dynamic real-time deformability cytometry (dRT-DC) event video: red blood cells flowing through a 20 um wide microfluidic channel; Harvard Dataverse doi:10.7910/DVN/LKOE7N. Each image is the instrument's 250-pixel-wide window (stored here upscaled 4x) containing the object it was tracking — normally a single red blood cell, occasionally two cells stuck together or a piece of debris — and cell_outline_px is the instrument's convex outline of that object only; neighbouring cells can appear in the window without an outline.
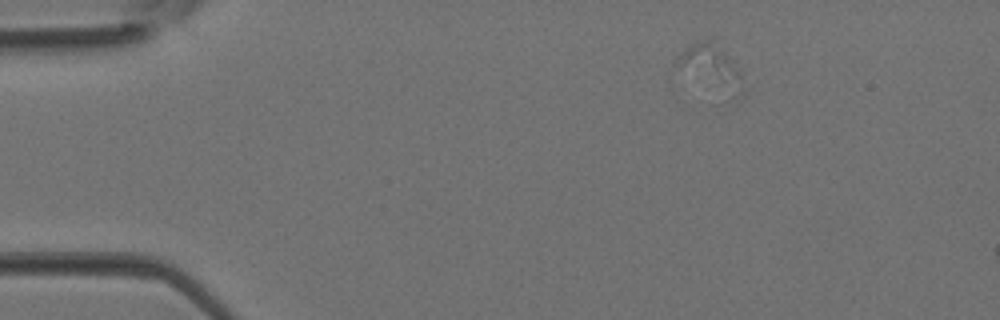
{"species": "Egyptian fruit bat (a non-hibernating species)", "species_latin": "Rousettus aegyptiacus", "temperature_condition": "room temperature", "stored_images_in_passage": 4, "segment_of_instrument_passage": [2, 2], "camera_frame_rate_fps": 3000, "um_per_image_px": 0.085, "animal": {"sex": "female"}, "frame": {"image": 1, "passage_image": 2, "time_ms": 0.333, "image_size_px": [1000, 320], "cell_outline_px": [[740, 80], [724, 80], [672, 60], [680, 52], [704, 40], [708, 40], [724, 52], [740, 72]], "centroid_in_image_um": [60.26, 5.18], "position_along_channel_um": 24.7, "area_um2": 10.69}}